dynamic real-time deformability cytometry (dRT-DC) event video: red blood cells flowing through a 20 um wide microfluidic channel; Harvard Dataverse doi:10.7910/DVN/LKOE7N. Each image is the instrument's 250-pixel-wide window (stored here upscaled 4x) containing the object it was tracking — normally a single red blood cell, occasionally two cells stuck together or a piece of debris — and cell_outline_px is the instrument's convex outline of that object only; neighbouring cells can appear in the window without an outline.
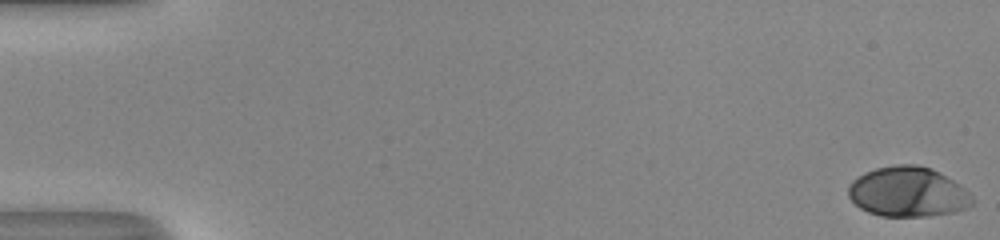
{"species": "human", "species_latin": "Homo sapiens", "temperature_condition": "room temperature", "stored_images_in_passage": 53, "camera_frame_rate_fps": 3000, "um_per_image_px": 0.085, "donor": {"sex": "male"}, "frame": {"image": 1, "passage_image": 1, "time_ms": 0.0, "image_size_px": [1000, 240], "cell_outline_px": [[972, 204], [968, 208], [952, 212], [928, 216], [880, 216], [868, 212], [860, 208], [848, 196], [848, 184], [852, 180], [864, 172], [876, 168], [896, 164], [916, 164], [932, 168], [940, 172], [960, 184], [972, 196]], "centroid_in_image_um": [77.16, 16.3], "position_along_channel_um": 7.8, "area_um2": 36.3}}
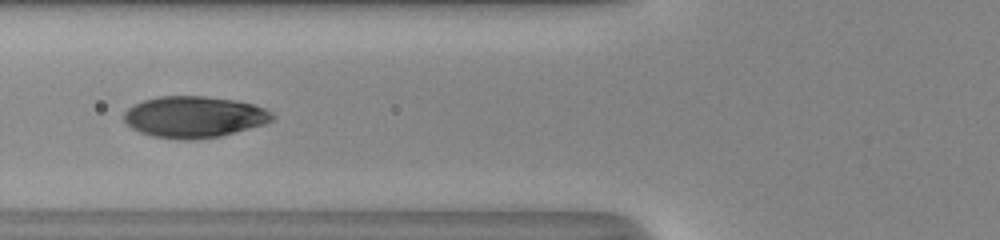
{"frame": {"image": 2, "passage_image": 22, "time_ms": 7.0, "image_size_px": [1000, 240], "cell_outline_px": [[276, 116], [272, 120], [264, 124], [220, 136], [192, 140], [180, 140], [152, 136], [140, 132], [132, 128], [124, 120], [124, 112], [128, 108], [144, 100], [160, 96], [204, 96], [236, 100], [252, 104], [264, 108], [272, 112]], "centroid_in_image_um": [16.51, 9.94], "position_along_channel_um": 109.3, "area_um2": 35.72}}
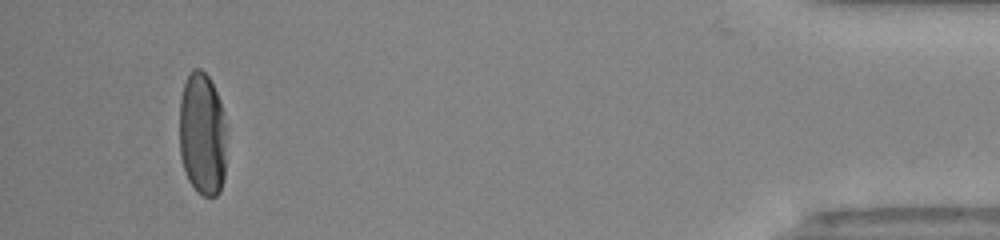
{"frame": {"image": 3, "passage_image": 50, "time_ms": 16.333, "image_size_px": [1000, 240], "cell_outline_px": [[228, 128], [224, 176], [220, 192], [216, 196], [204, 196], [188, 180], [180, 156], [180, 100], [184, 84], [192, 68], [200, 68], [208, 76], [220, 100], [224, 112]], "centroid_in_image_um": [17.24, 11.38], "position_along_channel_um": 418.0, "area_um2": 34.45}, "authors_computed_cell_mechanics": {"area_um2": 35.3736, "velocity_mm_per_s": 4.0533, "shape_relaxation_time_tau1_ms": 3.4602, "shape_relaxation_time_tau2_ms": null, "deformation_change_tau1": 0.1835, "deformation_change_tau2": null}}